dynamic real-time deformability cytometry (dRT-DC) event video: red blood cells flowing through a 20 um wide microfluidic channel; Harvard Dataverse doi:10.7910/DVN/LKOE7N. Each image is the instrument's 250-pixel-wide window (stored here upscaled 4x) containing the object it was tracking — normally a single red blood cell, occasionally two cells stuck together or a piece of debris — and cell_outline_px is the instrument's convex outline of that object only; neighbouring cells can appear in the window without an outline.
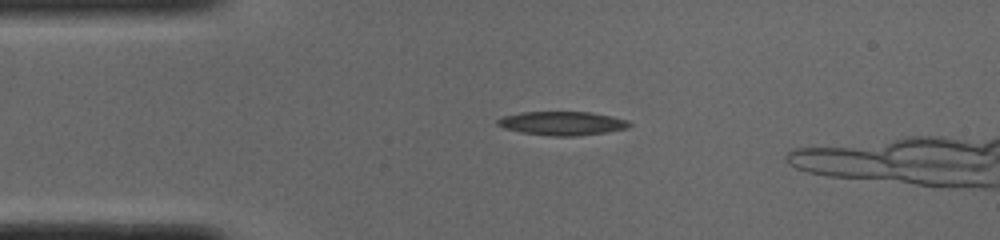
{"species": "common noctule bat (a hibernating species)", "species_latin": "Nyctalus noctula", "temperature_condition": "cold", "stored_images_in_passage": 44, "segment_of_instrument_passage": [1, 2], "camera_frame_rate_fps": 3000, "um_per_image_px": 0.085, "animal": {"sex": "male", "body_mass_g": 19.0, "forearm_length_mm": 50.8}, "frame": {"image": 1, "passage_image": 10, "time_ms": 3.0, "image_size_px": [1000, 240], "cell_outline_px": [[632, 124], [628, 128], [608, 132], [576, 136], [552, 136], [524, 132], [504, 128], [496, 124], [496, 120], [504, 116], [520, 112], [588, 112], [612, 116], [628, 120]], "centroid_in_image_um": [47.82, 10.48], "position_along_channel_um": 37.2, "area_um2": 18.21}}
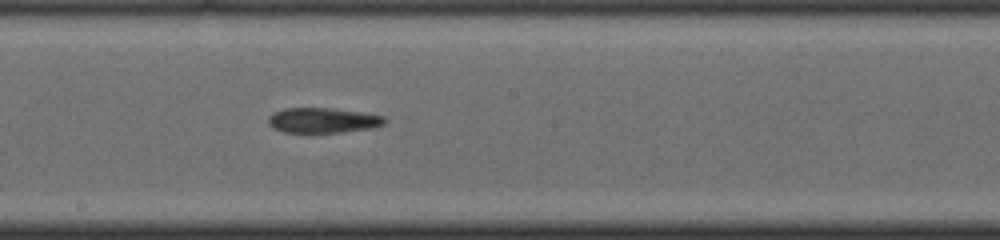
{"frame": {"image": 2, "passage_image": 26, "time_ms": 8.333, "image_size_px": [1000, 240], "cell_outline_px": [[384, 124], [368, 128], [340, 132], [284, 132], [272, 128], [268, 124], [268, 116], [272, 112], [284, 108], [328, 108], [364, 112], [384, 116]], "centroid_in_image_um": [27.37, 10.21], "position_along_channel_um": 220.8, "area_um2": 16.94}}
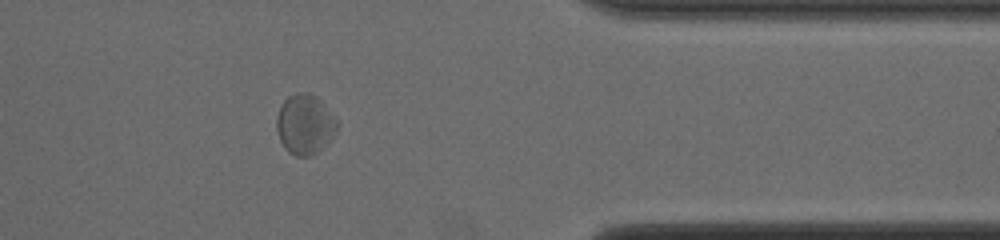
{"frame": {"image": 3, "passage_image": 40, "time_ms": 13.0, "image_size_px": [1000, 240], "cell_outline_px": [[340, 124], [320, 148], [312, 156], [296, 156], [288, 152], [284, 148], [280, 140], [276, 128], [276, 116], [280, 104], [288, 96], [296, 92], [308, 92], [316, 96], [320, 100]], "centroid_in_image_um": [25.86, 10.54], "position_along_channel_um": 385.5, "area_um2": 20.92}}